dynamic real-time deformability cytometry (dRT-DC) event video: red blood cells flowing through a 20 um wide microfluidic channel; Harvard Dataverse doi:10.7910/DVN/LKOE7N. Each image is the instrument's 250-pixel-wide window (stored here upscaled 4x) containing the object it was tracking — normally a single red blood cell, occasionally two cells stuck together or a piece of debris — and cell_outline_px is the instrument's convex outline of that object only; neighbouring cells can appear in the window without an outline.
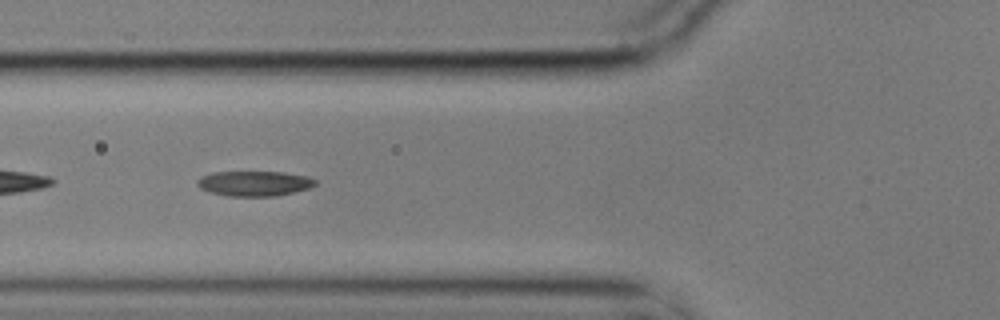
{"species": "common noctule bat (a hibernating species)", "species_latin": "Nyctalus noctula", "temperature_condition": "cold", "stored_images_in_passage": 6, "segment_of_instrument_passage": [2, 2], "camera_frame_rate_fps": 3000, "um_per_image_px": 0.085, "animal": {"sex": "male", "body_mass_g": 17.9}, "frame": {"image": 1, "passage_image": 5, "time_ms": 1.333, "image_size_px": [1000, 320], "cell_outline_px": [[316, 184], [308, 188], [276, 196], [228, 196], [208, 192], [200, 188], [196, 184], [196, 180], [200, 176], [212, 172], [284, 172], [308, 176], [316, 180]], "centroid_in_image_um": [21.57, 15.59], "position_along_channel_um": 104.2, "area_um2": 17.34}}
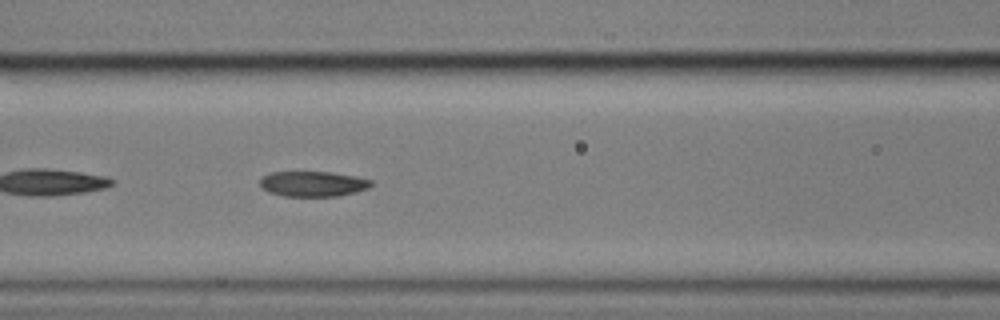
{"frame": {"image": 2, "passage_image": 6, "time_ms": 1.667, "image_size_px": [1000, 320], "cell_outline_px": [[372, 184], [368, 188], [356, 192], [336, 196], [284, 196], [268, 192], [260, 184], [260, 176], [272, 172], [332, 172], [356, 176], [372, 180]], "centroid_in_image_um": [26.59, 15.62], "position_along_channel_um": 140.0, "area_um2": 16.42}}